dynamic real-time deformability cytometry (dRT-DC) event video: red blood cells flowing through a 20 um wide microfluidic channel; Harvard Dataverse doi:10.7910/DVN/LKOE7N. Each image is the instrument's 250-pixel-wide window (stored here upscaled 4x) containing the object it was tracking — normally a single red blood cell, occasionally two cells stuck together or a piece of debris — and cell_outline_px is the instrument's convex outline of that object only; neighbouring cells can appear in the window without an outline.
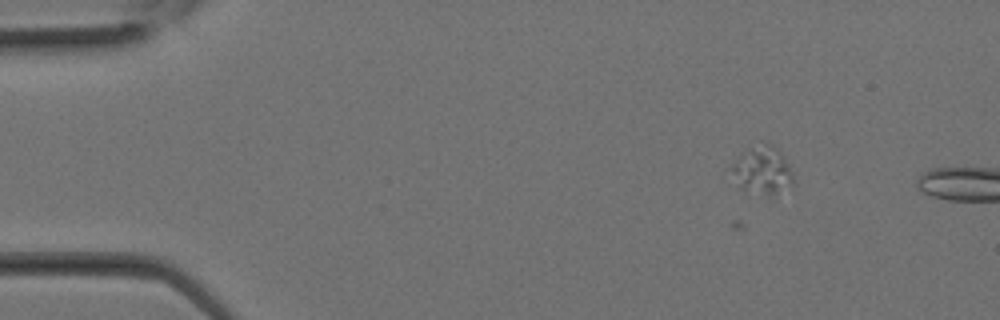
{"species": "Egyptian fruit bat (a non-hibernating species)", "species_latin": "Rousettus aegyptiacus", "temperature_condition": "room temperature", "stored_images_in_passage": 4, "camera_frame_rate_fps": 3000, "um_per_image_px": 0.085, "animal": {"sex": "female"}, "frame": {"image": 1, "passage_image": 2, "time_ms": 0.333, "image_size_px": [1000, 320], "cell_outline_px": [[792, 184], [772, 196], [768, 196], [744, 192], [740, 188], [728, 168], [740, 156], [768, 144], [772, 144], [784, 156], [792, 172]], "centroid_in_image_um": [64.79, 14.58], "position_along_channel_um": 20.2, "area_um2": 16.65}}